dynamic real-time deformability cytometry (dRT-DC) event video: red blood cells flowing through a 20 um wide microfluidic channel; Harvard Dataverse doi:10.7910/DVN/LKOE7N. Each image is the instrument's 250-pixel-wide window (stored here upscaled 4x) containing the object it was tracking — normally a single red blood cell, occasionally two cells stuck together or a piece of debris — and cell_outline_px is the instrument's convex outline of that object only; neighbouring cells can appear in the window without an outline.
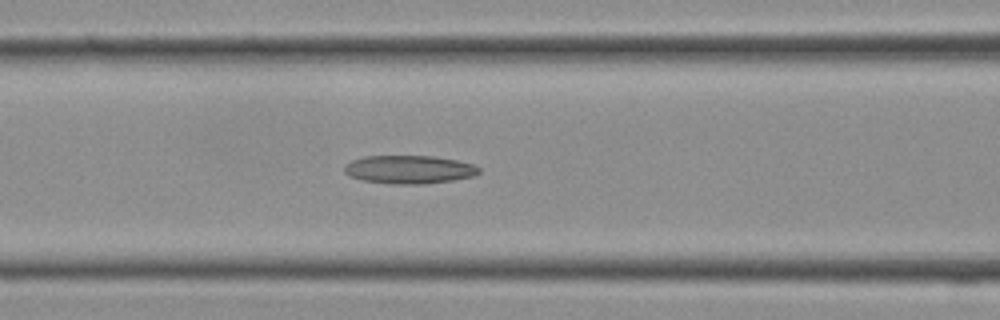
{"species": "Egyptian fruit bat (a non-hibernating species)", "species_latin": "Rousettus aegyptiacus", "temperature_condition": "cold", "stored_images_in_passage": 21, "camera_frame_rate_fps": 3000, "um_per_image_px": 0.085, "frame": {"image": 1, "passage_image": 6, "time_ms": 1.667, "image_size_px": [1000, 320], "cell_outline_px": [[480, 172], [472, 176], [452, 180], [420, 184], [392, 184], [364, 180], [348, 176], [344, 172], [344, 164], [352, 160], [364, 156], [432, 156], [456, 160], [472, 164], [480, 168]], "centroid_in_image_um": [34.73, 14.4], "position_along_channel_um": 131.9, "area_um2": 22.08}}
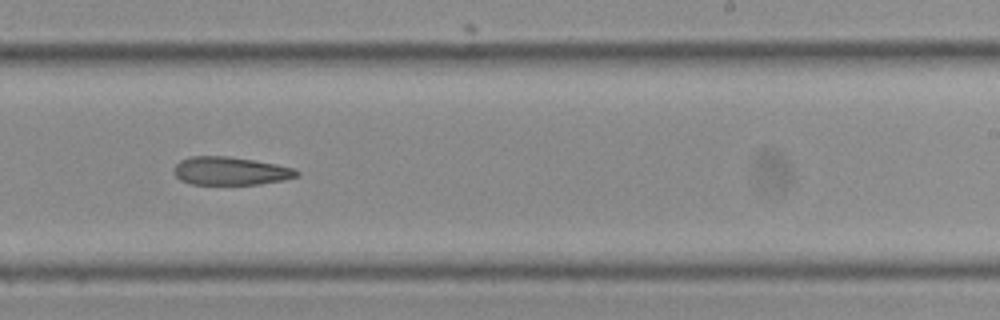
{"frame": {"image": 2, "passage_image": 12, "time_ms": 3.667, "image_size_px": [1000, 320], "cell_outline_px": [[300, 176], [284, 180], [260, 184], [192, 184], [180, 180], [172, 172], [172, 168], [180, 160], [192, 156], [228, 156], [276, 164], [296, 168], [300, 172]], "centroid_in_image_um": [19.6, 14.53], "position_along_channel_um": 269.4, "area_um2": 20.35}}
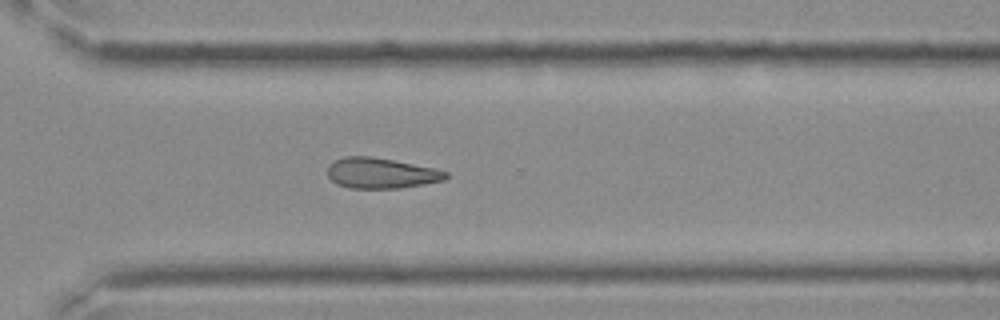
{"frame": {"image": 3, "passage_image": 15, "time_ms": 4.667, "image_size_px": [1000, 320], "cell_outline_px": [[448, 176], [444, 180], [424, 184], [400, 188], [348, 188], [336, 184], [328, 176], [328, 164], [332, 160], [344, 156], [372, 156], [436, 168], [448, 172]], "centroid_in_image_um": [32.37, 14.71], "position_along_channel_um": 338.2, "area_um2": 21.27}}